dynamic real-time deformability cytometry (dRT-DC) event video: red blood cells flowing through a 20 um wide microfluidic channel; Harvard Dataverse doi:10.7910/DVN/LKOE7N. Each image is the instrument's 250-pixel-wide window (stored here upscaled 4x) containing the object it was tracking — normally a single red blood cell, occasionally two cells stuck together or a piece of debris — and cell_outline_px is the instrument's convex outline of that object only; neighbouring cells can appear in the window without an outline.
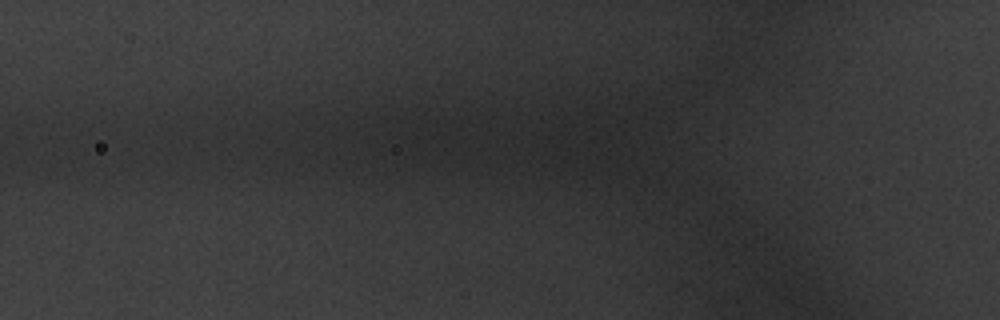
{"species": "common noctule bat (a hibernating species)", "species_latin": "Nyctalus noctula", "temperature_condition": "warm", "stored_images_in_passage": 3, "segment_of_instrument_passage": [1, 2], "camera_frame_rate_fps": 3000, "um_per_image_px": 0.085, "animal": {"sex": "male", "body_mass_g": 20.1, "forearm_length_mm": 53.5}, "frame": {"image": 1, "passage_image": 2, "time_ms": 0.333, "image_size_px": [1000, 320], "cell_outline_px": [[112, 148], [100, 160], [40, 176], [32, 164], [32, 152], [40, 132], [68, 120], [104, 128], [108, 132], [112, 144]], "centroid_in_image_um": [5.9, 12.48], "position_along_channel_um": 119.9, "area_um2": 22.31}}